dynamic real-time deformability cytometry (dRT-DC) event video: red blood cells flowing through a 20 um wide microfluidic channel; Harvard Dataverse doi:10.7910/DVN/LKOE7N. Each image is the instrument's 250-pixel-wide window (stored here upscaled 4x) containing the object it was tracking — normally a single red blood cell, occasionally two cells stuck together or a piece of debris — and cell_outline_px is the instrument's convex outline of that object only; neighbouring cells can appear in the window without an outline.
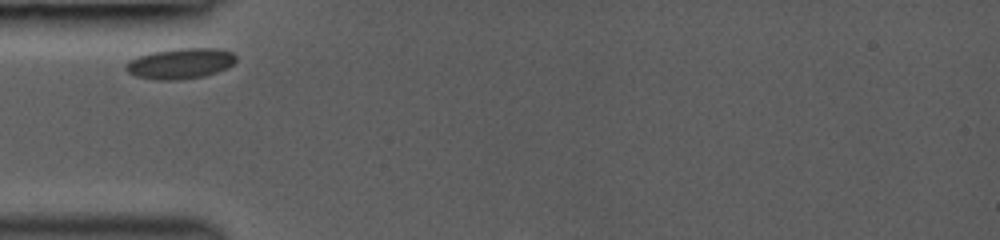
{"species": "common noctule bat (a hibernating species)", "species_latin": "Nyctalus noctula", "temperature_condition": "room temperature", "stored_images_in_passage": 3, "camera_frame_rate_fps": 3000, "um_per_image_px": 0.085, "animal": {"sex": "female", "body_mass_g": 19.0, "forearm_length_mm": 53.3}, "frame": {"image": 1, "passage_image": 1, "time_ms": 0.0, "image_size_px": [1000, 240], "cell_outline_px": [[236, 60], [228, 68], [204, 76], [176, 80], [156, 80], [136, 76], [128, 72], [124, 68], [124, 64], [136, 56], [152, 52], [176, 48], [216, 48], [232, 52], [236, 56]], "centroid_in_image_um": [15.31, 5.39], "position_along_channel_um": 69.7, "area_um2": 19.77}}